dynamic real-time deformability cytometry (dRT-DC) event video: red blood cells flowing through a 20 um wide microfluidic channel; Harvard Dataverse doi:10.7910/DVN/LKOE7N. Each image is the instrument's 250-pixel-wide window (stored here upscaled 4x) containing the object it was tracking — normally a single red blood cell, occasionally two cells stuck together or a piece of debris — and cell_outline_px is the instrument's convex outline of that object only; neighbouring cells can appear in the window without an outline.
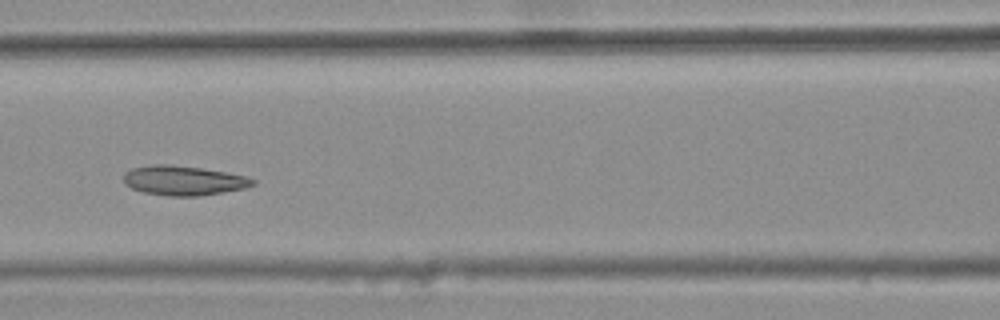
{"species": "common noctule bat (a hibernating species)", "species_latin": "Nyctalus noctula", "temperature_condition": "warm", "stored_images_in_passage": 8, "camera_frame_rate_fps": 3000, "um_per_image_px": 0.085, "animal": {"sex": "female", "body_mass_g": 25.1}, "frame": {"image": 1, "passage_image": 6, "time_ms": 1.667, "image_size_px": [1000, 320], "cell_outline_px": [[256, 184], [244, 188], [200, 196], [168, 196], [144, 192], [132, 188], [124, 184], [124, 172], [132, 168], [152, 164], [168, 164], [200, 168], [248, 176], [256, 180]], "centroid_in_image_um": [15.6, 15.34], "position_along_channel_um": 151.0, "area_um2": 22.25}}
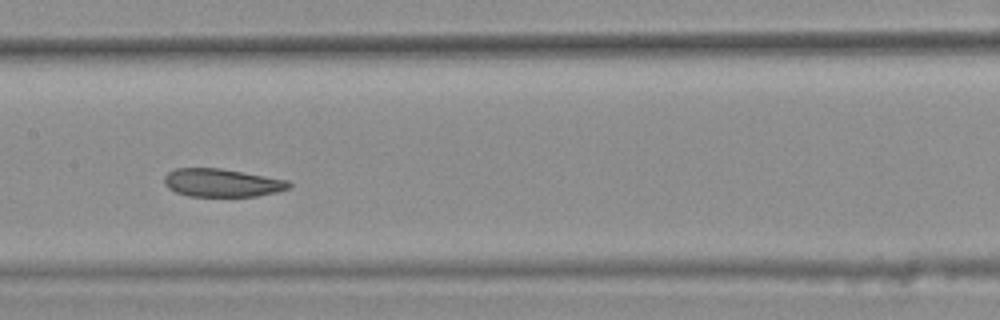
{"frame": {"image": 2, "passage_image": 7, "time_ms": 2.0, "image_size_px": [1000, 320], "cell_outline_px": [[292, 188], [276, 192], [256, 196], [188, 196], [176, 192], [168, 188], [164, 184], [164, 176], [168, 172], [176, 168], [220, 168], [288, 180], [292, 184]], "centroid_in_image_um": [18.87, 15.54], "position_along_channel_um": 188.5, "area_um2": 20.46}}
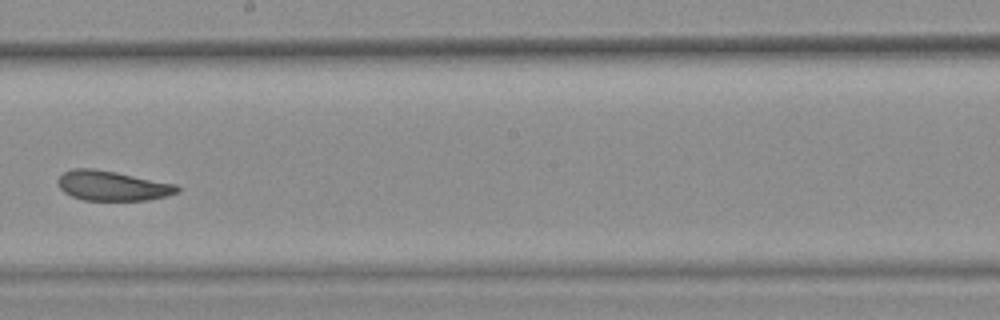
{"frame": {"image": 3, "passage_image": 8, "time_ms": 2.333, "image_size_px": [1000, 320], "cell_outline_px": [[180, 192], [148, 200], [84, 200], [72, 196], [64, 192], [60, 188], [56, 180], [64, 172], [72, 168], [92, 168], [116, 172], [176, 184], [180, 188]], "centroid_in_image_um": [9.53, 15.78], "position_along_channel_um": 238.7, "area_um2": 20.69}}